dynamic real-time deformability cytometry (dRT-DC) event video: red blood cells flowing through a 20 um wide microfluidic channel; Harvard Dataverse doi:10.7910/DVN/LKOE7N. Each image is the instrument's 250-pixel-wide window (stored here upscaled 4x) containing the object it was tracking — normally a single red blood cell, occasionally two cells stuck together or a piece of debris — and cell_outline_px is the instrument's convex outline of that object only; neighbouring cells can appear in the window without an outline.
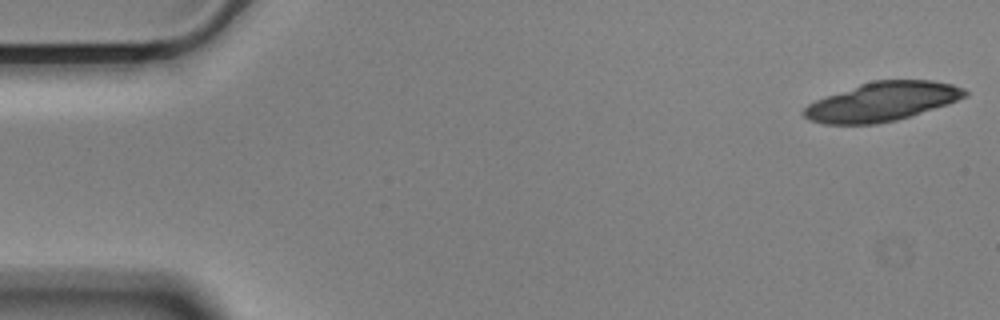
{"species": "Egyptian fruit bat (a non-hibernating species)", "species_latin": "Rousettus aegyptiacus", "temperature_condition": "cold", "stored_images_in_passage": 19, "camera_frame_rate_fps": 3000, "um_per_image_px": 0.085, "animal": {"sex": "male"}, "frame": {"image": 1, "passage_image": 1, "time_ms": 0.0, "image_size_px": [1000, 320], "cell_outline_px": [[968, 96], [948, 104], [896, 120], [876, 124], [824, 124], [808, 120], [800, 112], [808, 104], [816, 100], [860, 84], [872, 80], [932, 80], [952, 84], [964, 88], [968, 92]], "centroid_in_image_um": [74.99, 8.64], "position_along_channel_um": 10.0, "area_um2": 36.47}}